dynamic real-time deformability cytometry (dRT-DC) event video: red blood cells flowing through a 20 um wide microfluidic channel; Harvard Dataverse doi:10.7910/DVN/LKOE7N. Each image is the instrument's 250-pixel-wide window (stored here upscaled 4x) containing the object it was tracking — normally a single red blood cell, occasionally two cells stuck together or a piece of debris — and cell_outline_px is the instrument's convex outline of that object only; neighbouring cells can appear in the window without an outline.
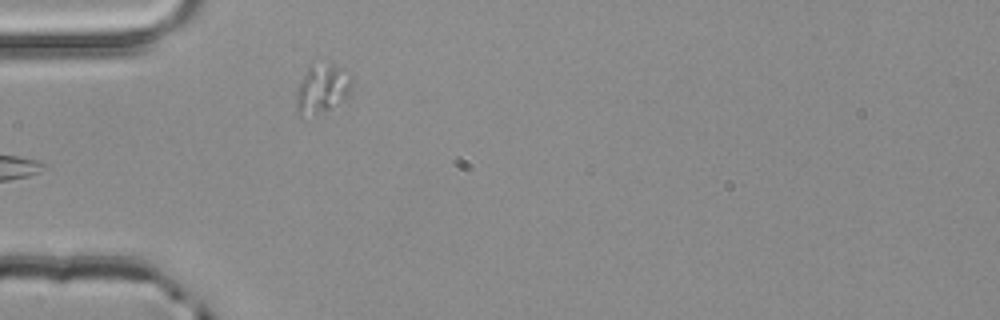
{"species": "common noctule bat (a hibernating species)", "species_latin": "Nyctalus noctula", "temperature_condition": "room temperature", "stored_images_in_passage": 5, "camera_frame_rate_fps": 3000, "um_per_image_px": 0.085, "animal": {"sex": "male", "body_mass_g": 20.4}, "frame": {"image": 1, "passage_image": 5, "time_ms": 1.333, "image_size_px": [1000, 320], "cell_outline_px": [[352, 92], [344, 100], [320, 112], [296, 112], [296, 88], [308, 64], [332, 60], [344, 68], [352, 80]], "centroid_in_image_um": [27.41, 7.39], "position_along_channel_um": 57.6, "area_um2": 16.18}}